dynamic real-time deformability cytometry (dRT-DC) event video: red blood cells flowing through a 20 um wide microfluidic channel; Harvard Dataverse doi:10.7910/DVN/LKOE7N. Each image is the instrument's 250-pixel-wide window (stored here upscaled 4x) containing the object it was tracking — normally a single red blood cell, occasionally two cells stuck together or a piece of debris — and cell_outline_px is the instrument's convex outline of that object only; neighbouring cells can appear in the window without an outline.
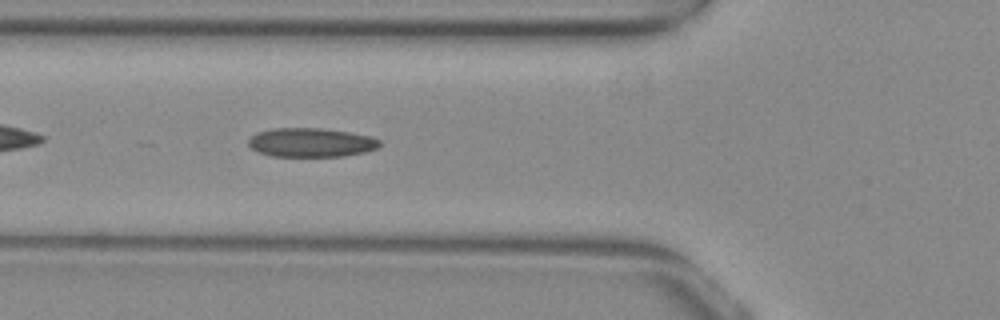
{"species": "common noctule bat (a hibernating species)", "species_latin": "Nyctalus noctula", "temperature_condition": "warm", "stored_images_in_passage": 37, "camera_frame_rate_fps": 3000, "um_per_image_px": 0.085, "animal": {"sex": "female", "body_mass_g": 29.2, "forearm_length_mm": 56.3}, "frame": {"image": 1, "passage_image": 6, "time_ms": 1.667, "image_size_px": [1000, 320], "cell_outline_px": [[380, 144], [376, 148], [364, 152], [344, 156], [272, 156], [260, 152], [252, 148], [248, 144], [248, 140], [256, 132], [272, 128], [320, 128], [348, 132], [372, 136], [380, 140]], "centroid_in_image_um": [26.43, 12.1], "position_along_channel_um": 99.4, "area_um2": 22.08}}
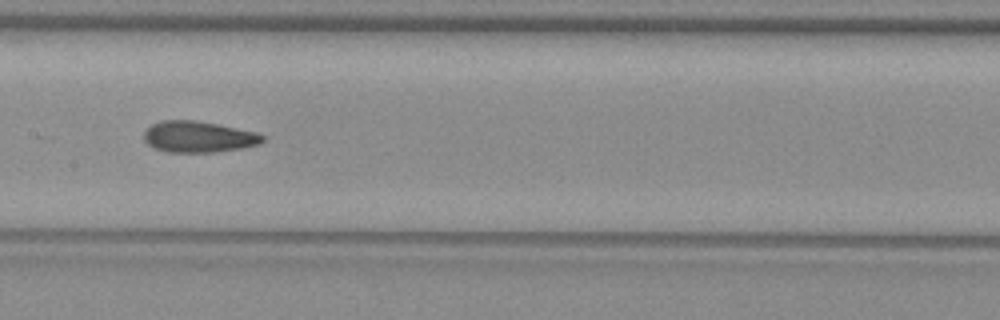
{"frame": {"image": 2, "passage_image": 13, "time_ms": 4.0, "image_size_px": [1000, 320], "cell_outline_px": [[264, 140], [260, 144], [240, 148], [216, 152], [168, 152], [152, 148], [144, 140], [144, 132], [152, 124], [160, 120], [196, 120], [256, 132], [264, 136]], "centroid_in_image_um": [16.84, 11.63], "position_along_channel_um": 190.6, "area_um2": 21.56}}
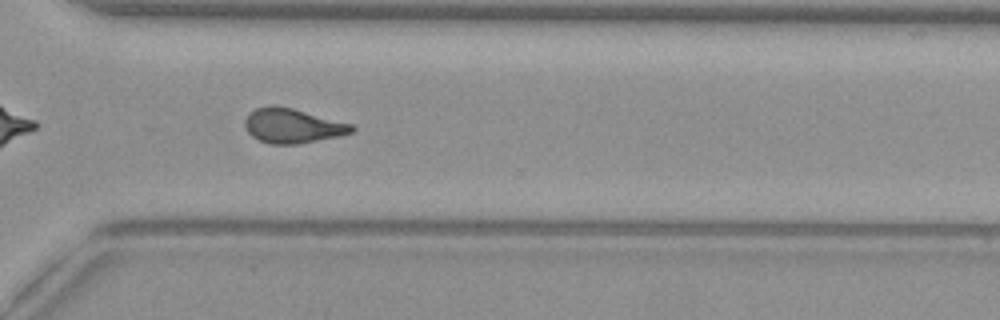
{"frame": {"image": 3, "passage_image": 25, "time_ms": 8.0, "image_size_px": [1000, 320], "cell_outline_px": [[356, 128], [352, 132], [340, 136], [296, 144], [272, 144], [260, 140], [252, 136], [244, 128], [244, 120], [248, 112], [256, 108], [272, 104], [292, 108], [352, 124]], "centroid_in_image_um": [24.83, 10.68], "position_along_channel_um": 345.8, "area_um2": 21.56}}